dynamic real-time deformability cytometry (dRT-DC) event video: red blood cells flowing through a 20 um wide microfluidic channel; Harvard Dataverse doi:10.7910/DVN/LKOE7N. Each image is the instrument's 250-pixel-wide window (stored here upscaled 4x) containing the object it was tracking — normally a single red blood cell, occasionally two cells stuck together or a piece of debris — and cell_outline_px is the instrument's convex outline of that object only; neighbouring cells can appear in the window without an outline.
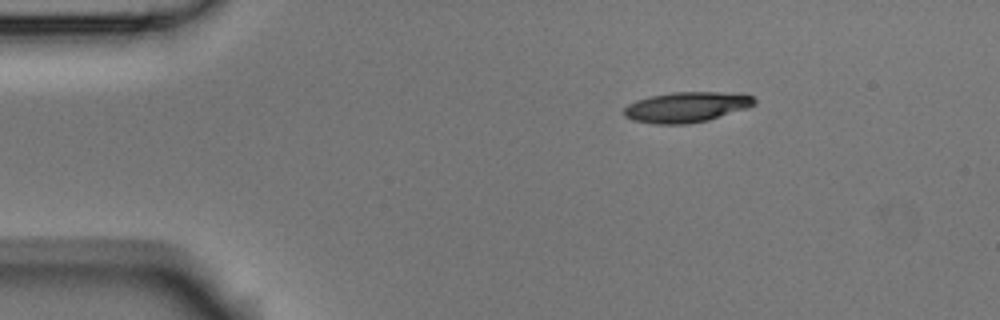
{"species": "Egyptian fruit bat (a non-hibernating species)", "species_latin": "Rousettus aegyptiacus", "temperature_condition": "room temperature", "stored_images_in_passage": 3, "camera_frame_rate_fps": 3000, "um_per_image_px": 0.085, "animal": {"sex": "male"}, "frame": {"image": 1, "passage_image": 1, "time_ms": 0.0, "image_size_px": [1000, 320], "cell_outline_px": [[756, 104], [748, 108], [708, 120], [688, 124], [656, 124], [636, 120], [624, 116], [624, 108], [628, 104], [636, 100], [648, 96], [672, 92], [720, 92], [752, 96], [756, 100]], "centroid_in_image_um": [58.35, 9.1], "position_along_channel_um": 26.7, "area_um2": 23.0}}
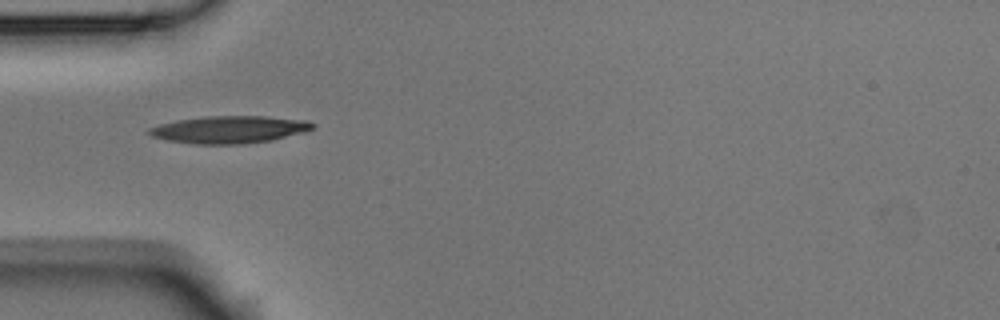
{"frame": {"image": 2, "passage_image": 3, "time_ms": 0.667, "image_size_px": [1000, 320], "cell_outline_px": [[316, 128], [304, 132], [272, 140], [244, 144], [196, 144], [168, 140], [152, 136], [148, 132], [148, 128], [160, 124], [176, 120], [208, 116], [264, 116], [308, 120], [316, 124]], "centroid_in_image_um": [19.55, 11.01], "position_along_channel_um": 65.5, "area_um2": 26.13}}